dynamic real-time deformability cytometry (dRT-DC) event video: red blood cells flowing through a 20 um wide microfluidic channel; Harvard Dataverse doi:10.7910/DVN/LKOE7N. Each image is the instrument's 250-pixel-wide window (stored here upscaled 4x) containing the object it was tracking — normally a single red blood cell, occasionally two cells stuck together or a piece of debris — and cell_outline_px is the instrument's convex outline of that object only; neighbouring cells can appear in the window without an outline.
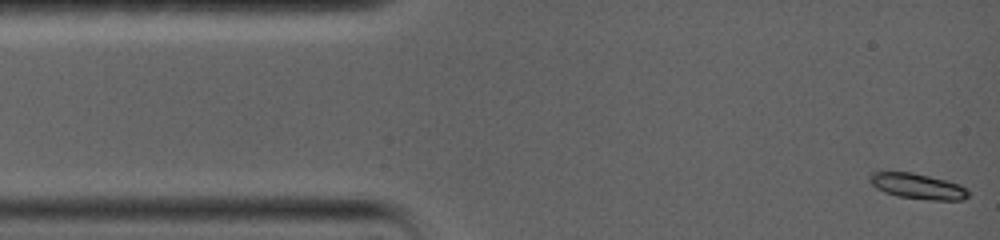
{"species": "common noctule bat (a hibernating species)", "species_latin": "Nyctalus noctula", "temperature_condition": "warm", "stored_images_in_passage": 34, "camera_frame_rate_fps": 5000, "um_per_image_px": 0.085, "animal": {"sex": "female", "body_mass_g": 19.0, "forearm_length_mm": 56.7}, "frame": {"image": 1, "passage_image": 1, "time_ms": 0.0, "image_size_px": [1000, 240], "cell_outline_px": [[968, 196], [964, 200], [928, 200], [896, 196], [884, 192], [876, 188], [868, 180], [868, 176], [872, 172], [912, 172], [960, 184], [968, 192]], "centroid_in_image_um": [77.96, 15.83], "position_along_channel_um": 7.0, "area_um2": 14.62}}
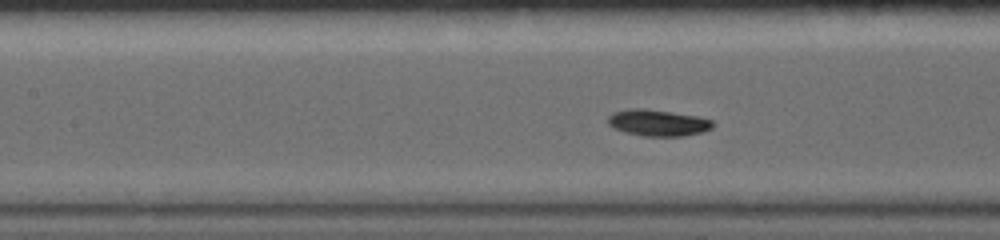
{"frame": {"image": 2, "passage_image": 15, "time_ms": 6.0, "image_size_px": [1000, 240], "cell_outline_px": [[716, 124], [712, 128], [704, 132], [684, 136], [644, 136], [624, 132], [612, 128], [608, 124], [608, 116], [612, 112], [628, 108], [640, 108], [696, 116], [712, 120]], "centroid_in_image_um": [55.91, 10.45], "position_along_channel_um": 151.5, "area_um2": 16.24}}
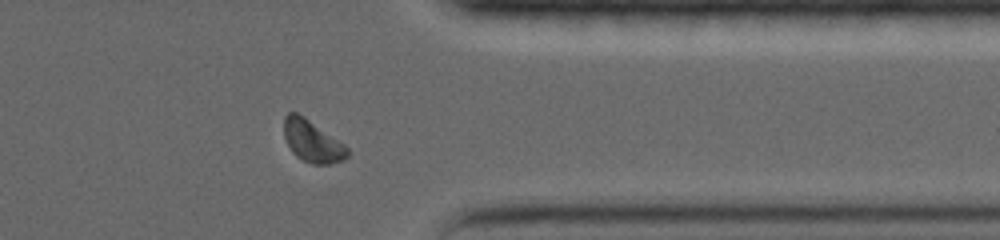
{"frame": {"image": 3, "passage_image": 29, "time_ms": 12.4, "image_size_px": [1000, 240], "cell_outline_px": [[348, 156], [344, 160], [328, 164], [312, 164], [300, 160], [292, 152], [284, 136], [284, 116], [288, 112], [296, 112], [304, 116], [344, 144], [348, 148]], "centroid_in_image_um": [26.53, 12.01], "position_along_channel_um": 384.9, "area_um2": 15.49}, "authors_computed_cell_mechanics": {"area_um2": 15.5771, "velocity_mm_per_s": 3.7279, "shape_relaxation_time_tau1_ms": 3.5782, "shape_relaxation_time_tau2_ms": null, "deformation_change_tau1": 0.1326, "deformation_change_tau2": null}}